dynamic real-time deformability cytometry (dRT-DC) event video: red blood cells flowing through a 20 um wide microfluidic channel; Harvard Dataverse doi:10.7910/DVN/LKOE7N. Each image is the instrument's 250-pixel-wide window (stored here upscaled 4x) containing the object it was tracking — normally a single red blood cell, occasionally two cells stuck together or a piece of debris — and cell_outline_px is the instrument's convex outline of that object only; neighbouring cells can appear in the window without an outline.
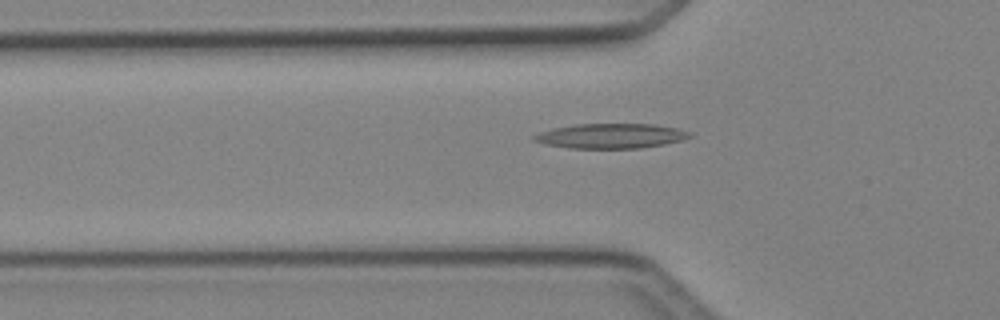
{"species": "Egyptian fruit bat (a non-hibernating species)", "species_latin": "Rousettus aegyptiacus", "temperature_condition": "cold", "stored_images_in_passage": 48, "camera_frame_rate_fps": 3000, "um_per_image_px": 0.085, "animal": {"sex": "female"}, "frame": {"image": 1, "passage_image": 16, "time_ms": 5.0, "image_size_px": [1000, 320], "cell_outline_px": [[692, 136], [680, 140], [664, 144], [640, 148], [568, 148], [544, 144], [532, 140], [532, 136], [540, 132], [552, 128], [576, 124], [656, 124], [676, 128], [692, 132]], "centroid_in_image_um": [51.9, 11.55], "position_along_channel_um": 73.9, "area_um2": 22.54}}
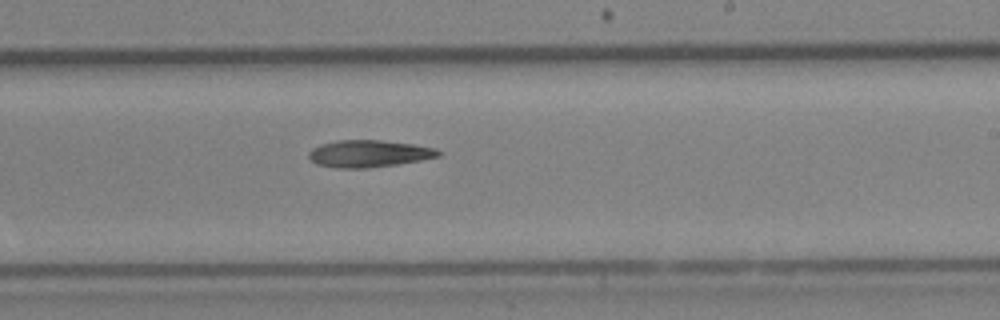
{"frame": {"image": 2, "passage_image": 29, "time_ms": 9.333, "image_size_px": [1000, 320], "cell_outline_px": [[440, 156], [420, 160], [396, 164], [368, 168], [336, 168], [316, 164], [308, 156], [308, 152], [312, 148], [320, 144], [336, 140], [380, 140], [412, 144], [436, 148], [440, 152]], "centroid_in_image_um": [31.31, 13.05], "position_along_channel_um": 257.7, "area_um2": 20.4}}
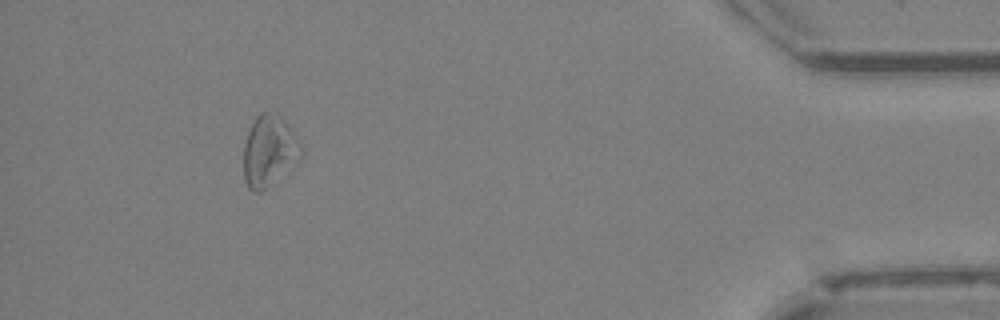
{"frame": {"image": 3, "passage_image": 44, "time_ms": 14.333, "image_size_px": [1000, 320], "cell_outline_px": [[304, 152], [296, 164], [260, 192], [252, 192], [248, 188], [244, 180], [244, 144], [248, 132], [256, 116], [260, 112], [276, 112], [280, 116], [304, 148]], "centroid_in_image_um": [22.88, 12.84], "position_along_channel_um": 412.3, "area_um2": 23.76}}